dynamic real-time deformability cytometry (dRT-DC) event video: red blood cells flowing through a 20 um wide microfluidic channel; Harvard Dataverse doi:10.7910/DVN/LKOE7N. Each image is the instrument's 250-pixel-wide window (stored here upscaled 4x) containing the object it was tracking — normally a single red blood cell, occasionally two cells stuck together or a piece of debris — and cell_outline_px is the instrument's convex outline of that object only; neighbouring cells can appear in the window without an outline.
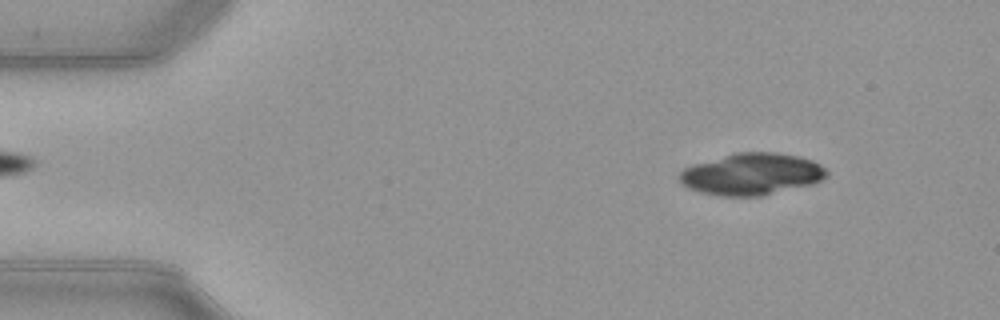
{"species": "common noctule bat (a hibernating species)", "species_latin": "Nyctalus noctula", "temperature_condition": "warm", "stored_images_in_passage": 17, "camera_frame_rate_fps": 3000, "um_per_image_px": 0.085, "animal": {"sex": "female", "body_mass_g": 21.9}, "frame": {"image": 1, "passage_image": 6, "time_ms": 1.667, "image_size_px": [1000, 320], "cell_outline_px": [[828, 176], [812, 184], [760, 196], [720, 196], [700, 192], [688, 188], [680, 184], [680, 172], [684, 168], [692, 164], [736, 152], [776, 152], [800, 156], [812, 160], [820, 164], [828, 172]], "centroid_in_image_um": [63.88, 14.79], "position_along_channel_um": 21.1, "area_um2": 35.95}}